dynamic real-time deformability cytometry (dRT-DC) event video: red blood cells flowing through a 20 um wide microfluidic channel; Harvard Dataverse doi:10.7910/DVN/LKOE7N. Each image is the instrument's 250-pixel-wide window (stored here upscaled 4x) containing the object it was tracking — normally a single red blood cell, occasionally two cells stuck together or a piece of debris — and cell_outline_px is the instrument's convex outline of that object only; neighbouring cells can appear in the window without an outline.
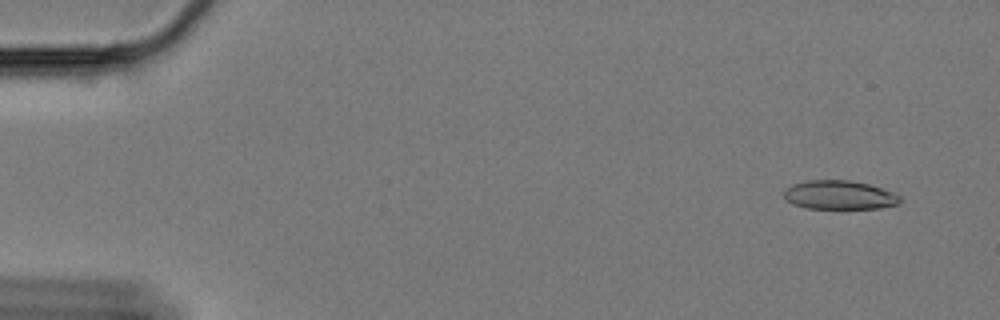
{"species": "Egyptian fruit bat (a non-hibernating species)", "species_latin": "Rousettus aegyptiacus", "temperature_condition": "cold", "stored_images_in_passage": 12, "camera_frame_rate_fps": 3000, "um_per_image_px": 0.085, "animal": {"sex": "female"}, "frame": {"image": 1, "passage_image": 3, "time_ms": 0.667, "image_size_px": [1000, 320], "cell_outline_px": [[900, 204], [880, 208], [808, 208], [792, 204], [784, 200], [784, 192], [792, 184], [808, 180], [848, 180], [868, 184], [892, 192], [900, 196]], "centroid_in_image_um": [71.33, 16.58], "position_along_channel_um": 13.7, "area_um2": 19.42}}